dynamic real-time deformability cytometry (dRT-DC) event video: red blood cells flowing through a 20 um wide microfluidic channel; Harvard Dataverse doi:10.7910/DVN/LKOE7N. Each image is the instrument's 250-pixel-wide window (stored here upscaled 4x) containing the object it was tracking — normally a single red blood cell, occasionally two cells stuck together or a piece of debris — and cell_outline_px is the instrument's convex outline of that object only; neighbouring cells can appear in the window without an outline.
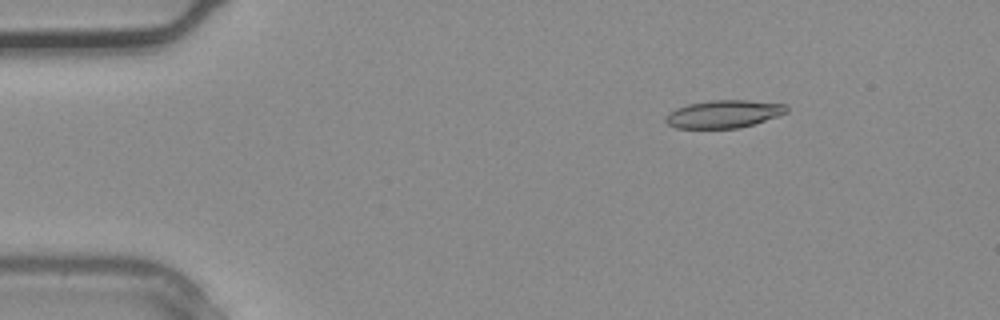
{"species": "common noctule bat (a hibernating species)", "species_latin": "Nyctalus noctula", "temperature_condition": "warm", "stored_images_in_passage": 4, "camera_frame_rate_fps": 3000, "um_per_image_px": 0.085, "animal": {"sex": "male", "body_mass_g": 20.4}, "frame": {"image": 1, "passage_image": 2, "time_ms": 0.333, "image_size_px": [1000, 320], "cell_outline_px": [[788, 112], [740, 128], [676, 128], [668, 124], [664, 120], [664, 116], [668, 112], [676, 108], [688, 104], [712, 100], [748, 100], [788, 104]], "centroid_in_image_um": [61.49, 9.68], "position_along_channel_um": 23.5, "area_um2": 19.59}}